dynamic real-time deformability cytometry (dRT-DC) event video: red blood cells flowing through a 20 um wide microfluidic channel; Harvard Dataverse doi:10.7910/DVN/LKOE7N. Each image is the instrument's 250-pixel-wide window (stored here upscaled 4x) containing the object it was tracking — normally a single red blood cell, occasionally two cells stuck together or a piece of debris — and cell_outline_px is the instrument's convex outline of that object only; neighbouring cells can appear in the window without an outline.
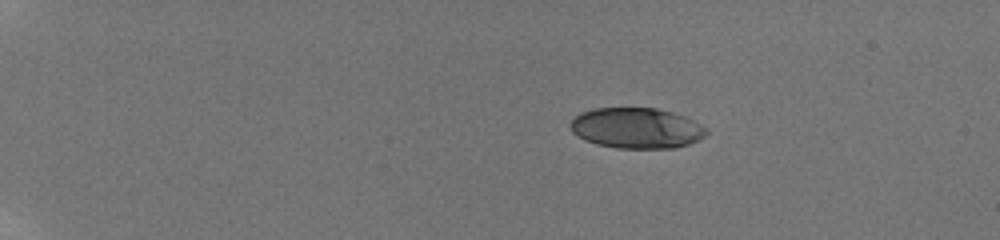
{"species": "human", "species_latin": "Homo sapiens", "temperature_condition": "room temperature", "stored_images_in_passage": 10, "camera_frame_rate_fps": 3000, "um_per_image_px": 0.085, "donor": {"sex": "male"}, "frame": {"image": 1, "passage_image": 1, "time_ms": 0.0, "image_size_px": [1000, 240], "cell_outline_px": [[708, 132], [704, 136], [688, 144], [676, 148], [616, 148], [596, 144], [584, 140], [576, 136], [572, 132], [568, 124], [580, 112], [592, 108], [656, 108], [672, 112], [684, 116], [700, 124]], "centroid_in_image_um": [54.04, 10.89], "position_along_channel_um": 31.0, "area_um2": 32.25}}